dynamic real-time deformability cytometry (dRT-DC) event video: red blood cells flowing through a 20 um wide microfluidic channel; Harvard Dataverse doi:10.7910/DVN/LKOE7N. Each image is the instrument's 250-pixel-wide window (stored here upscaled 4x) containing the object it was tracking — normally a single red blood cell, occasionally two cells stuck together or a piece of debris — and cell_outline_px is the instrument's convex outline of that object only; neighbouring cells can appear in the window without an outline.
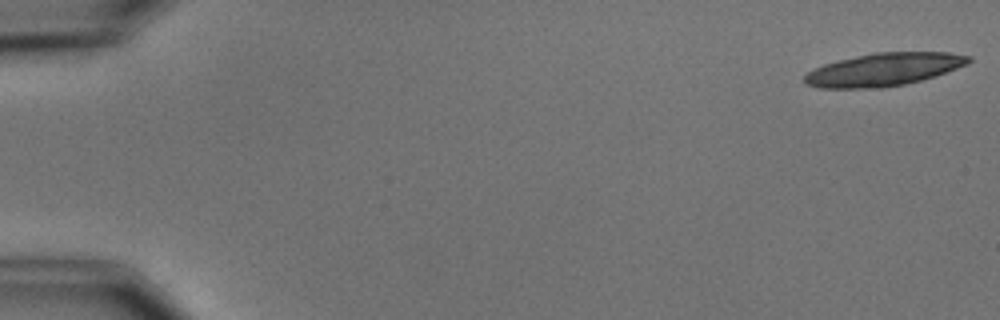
{"species": "common noctule bat (a hibernating species)", "species_latin": "Nyctalus noctula", "temperature_condition": "cold", "stored_images_in_passage": 8, "camera_frame_rate_fps": 3000, "um_per_image_px": 0.085, "animal": {"sex": "male", "body_mass_g": 15.6}, "frame": {"image": 1, "passage_image": 1, "time_ms": 0.0, "image_size_px": [1000, 320], "cell_outline_px": [[972, 60], [968, 64], [920, 80], [904, 84], [880, 88], [820, 88], [808, 84], [804, 80], [804, 76], [808, 72], [824, 64], [872, 52], [948, 52], [972, 56]], "centroid_in_image_um": [75.13, 5.9], "position_along_channel_um": 9.9, "area_um2": 31.1}}
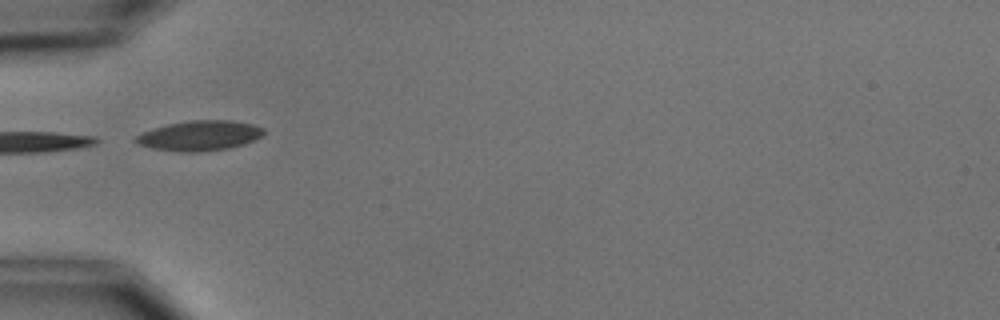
{"frame": {"image": 2, "passage_image": 6, "time_ms": 5.667, "image_size_px": [1000, 320], "cell_outline_px": [[264, 132], [260, 136], [244, 144], [228, 148], [200, 152], [176, 152], [152, 148], [140, 144], [132, 140], [136, 136], [152, 128], [168, 124], [188, 120], [232, 120], [252, 124], [264, 128]], "centroid_in_image_um": [16.94, 11.53], "position_along_channel_um": 68.1, "area_um2": 22.37}}
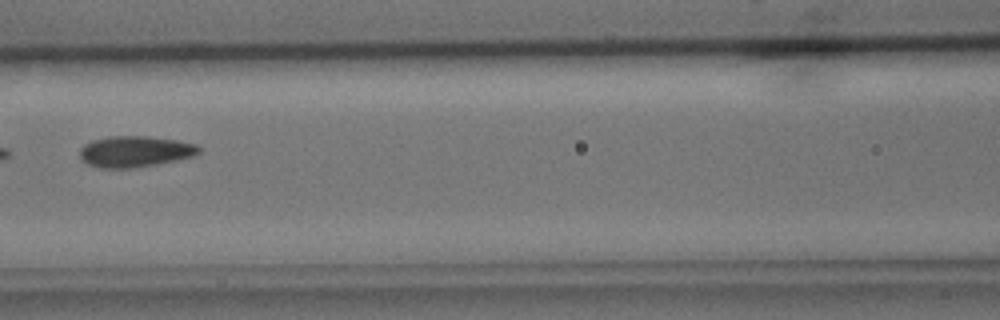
{"frame": {"image": 3, "passage_image": 8, "time_ms": 8.0, "image_size_px": [1000, 320], "cell_outline_px": [[200, 152], [192, 156], [176, 160], [156, 164], [132, 168], [100, 168], [88, 164], [80, 160], [80, 148], [84, 144], [92, 140], [108, 136], [148, 136], [176, 140], [196, 144], [200, 148]], "centroid_in_image_um": [11.43, 12.87], "position_along_channel_um": 155.2, "area_um2": 21.62}}